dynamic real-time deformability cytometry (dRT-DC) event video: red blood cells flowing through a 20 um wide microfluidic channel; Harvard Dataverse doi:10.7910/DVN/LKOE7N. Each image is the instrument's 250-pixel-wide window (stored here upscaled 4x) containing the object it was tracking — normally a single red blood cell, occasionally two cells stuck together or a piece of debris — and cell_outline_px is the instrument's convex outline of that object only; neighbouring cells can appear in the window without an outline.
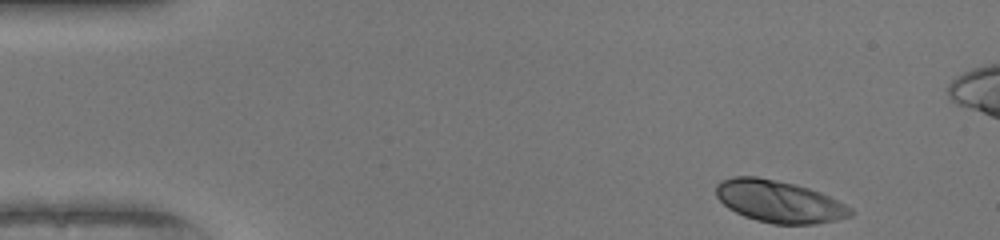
{"species": "human", "species_latin": "Homo sapiens", "temperature_condition": "warm", "stored_images_in_passage": 47, "camera_frame_rate_fps": 3000, "um_per_image_px": 0.085, "donor": {"sex": "female"}, "frame": {"image": 1, "passage_image": 1, "time_ms": 0.0, "image_size_px": [1000, 240], "cell_outline_px": [[852, 216], [836, 220], [816, 224], [772, 224], [756, 220], [744, 216], [728, 208], [716, 196], [716, 184], [720, 180], [732, 176], [756, 176], [796, 184], [820, 192], [852, 208]], "centroid_in_image_um": [66.2, 17.12], "position_along_channel_um": 18.8, "area_um2": 33.0}}
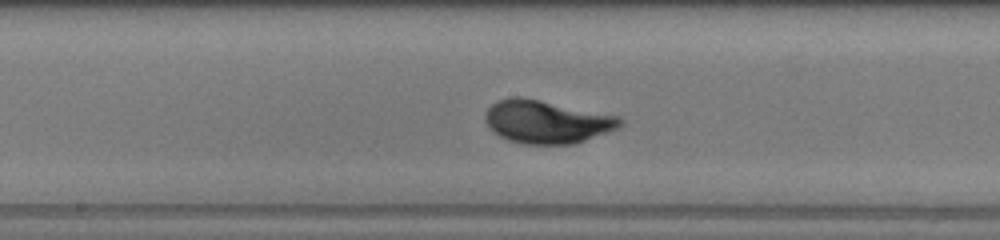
{"frame": {"image": 2, "passage_image": 22, "time_ms": 7.0, "image_size_px": [1000, 240], "cell_outline_px": [[624, 124], [616, 128], [576, 144], [524, 144], [508, 140], [492, 132], [488, 128], [484, 120], [484, 116], [488, 108], [496, 100], [512, 96], [520, 96], [620, 116], [624, 120]], "centroid_in_image_um": [46.44, 10.35], "position_along_channel_um": 201.8, "area_um2": 34.04}}
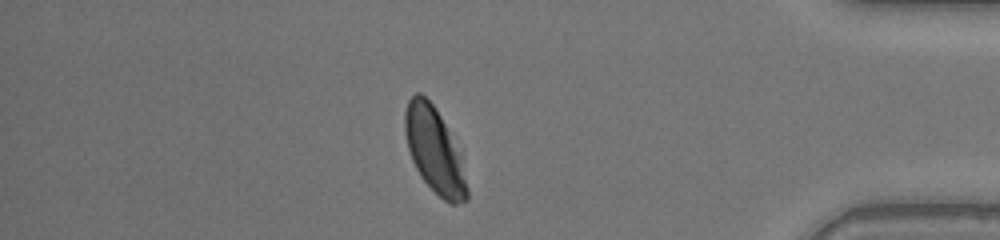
{"frame": {"image": 3, "passage_image": 39, "time_ms": 12.667, "image_size_px": [1000, 240], "cell_outline_px": [[468, 200], [456, 204], [452, 204], [444, 200], [420, 176], [412, 160], [408, 148], [404, 132], [404, 112], [408, 100], [416, 92], [420, 92], [436, 108], [460, 156], [468, 188]], "centroid_in_image_um": [36.9, 12.78], "position_along_channel_um": 398.3, "area_um2": 30.23}, "authors_computed_cell_mechanics": {"area_um2": 32.2524, "velocity_mm_per_s": 4.1108, "shape_relaxation_time_tau1_ms": 2.4972, "shape_relaxation_time_tau2_ms": null, "deformation_change_tau1": 0.1699, "deformation_change_tau2": null}}